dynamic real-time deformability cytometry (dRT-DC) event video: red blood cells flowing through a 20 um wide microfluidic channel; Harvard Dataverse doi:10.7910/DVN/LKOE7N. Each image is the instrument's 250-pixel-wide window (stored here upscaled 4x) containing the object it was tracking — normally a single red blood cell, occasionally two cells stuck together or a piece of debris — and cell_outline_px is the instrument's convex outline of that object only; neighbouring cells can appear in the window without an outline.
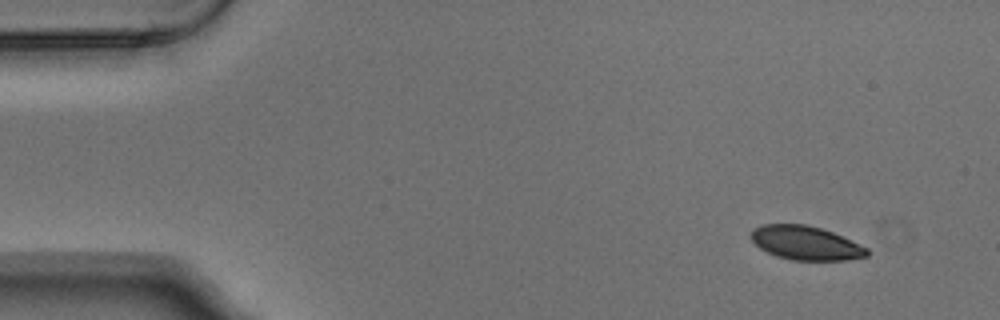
{"species": "Egyptian fruit bat (a non-hibernating species)", "species_latin": "Rousettus aegyptiacus", "temperature_condition": "warm", "stored_images_in_passage": 4, "camera_frame_rate_fps": 3000, "um_per_image_px": 0.085, "animal": {"sex": "male"}, "frame": {"image": 1, "passage_image": 1, "time_ms": 0.0, "image_size_px": [1000, 320], "cell_outline_px": [[868, 256], [848, 260], [792, 260], [776, 256], [760, 248], [748, 236], [752, 228], [764, 224], [804, 224], [820, 228], [832, 232], [860, 244], [868, 248]], "centroid_in_image_um": [68.46, 20.65], "position_along_channel_um": 16.5, "area_um2": 22.95}}
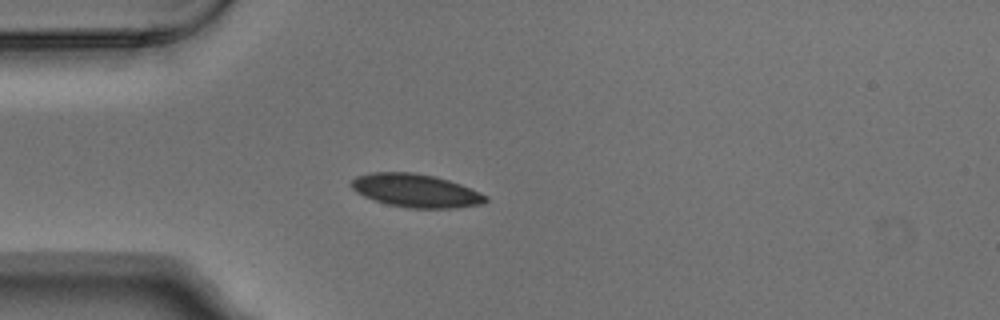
{"frame": {"image": 2, "passage_image": 4, "time_ms": 1.0, "image_size_px": [1000, 320], "cell_outline_px": [[488, 200], [484, 204], [456, 208], [408, 208], [388, 204], [364, 196], [356, 192], [348, 184], [356, 176], [368, 172], [412, 172], [436, 176], [472, 188], [488, 196]], "centroid_in_image_um": [35.36, 16.2], "position_along_channel_um": 49.6, "area_um2": 26.3}}